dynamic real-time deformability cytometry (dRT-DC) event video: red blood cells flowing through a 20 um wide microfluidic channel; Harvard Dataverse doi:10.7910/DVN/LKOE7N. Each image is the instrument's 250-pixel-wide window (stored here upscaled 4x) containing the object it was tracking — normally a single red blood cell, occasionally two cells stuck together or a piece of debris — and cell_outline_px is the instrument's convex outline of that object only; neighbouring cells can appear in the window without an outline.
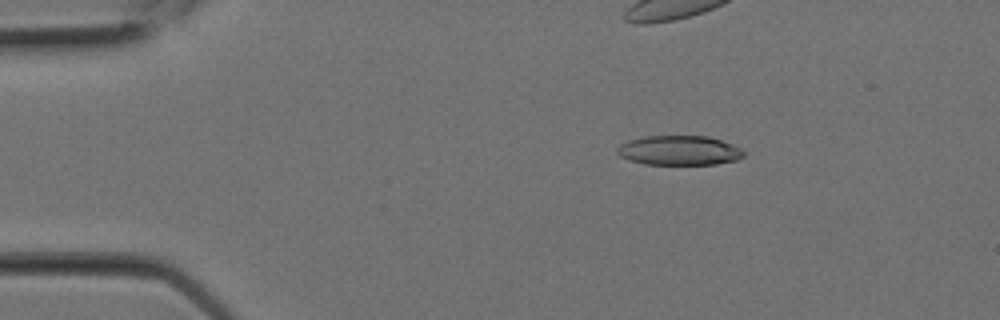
{"species": "Egyptian fruit bat (a non-hibernating species)", "species_latin": "Rousettus aegyptiacus", "temperature_condition": "room temperature", "stored_images_in_passage": 2, "camera_frame_rate_fps": 3000, "um_per_image_px": 0.085, "animal": {"sex": "female"}, "frame": {"image": 1, "passage_image": 1, "time_ms": 0.0, "image_size_px": [1000, 320], "cell_outline_px": [[744, 156], [736, 160], [716, 164], [644, 164], [628, 160], [620, 156], [616, 152], [616, 148], [620, 144], [628, 140], [644, 136], [708, 136], [732, 144], [740, 148], [744, 152]], "centroid_in_image_um": [57.7, 12.78], "position_along_channel_um": 27.3, "area_um2": 21.85}}